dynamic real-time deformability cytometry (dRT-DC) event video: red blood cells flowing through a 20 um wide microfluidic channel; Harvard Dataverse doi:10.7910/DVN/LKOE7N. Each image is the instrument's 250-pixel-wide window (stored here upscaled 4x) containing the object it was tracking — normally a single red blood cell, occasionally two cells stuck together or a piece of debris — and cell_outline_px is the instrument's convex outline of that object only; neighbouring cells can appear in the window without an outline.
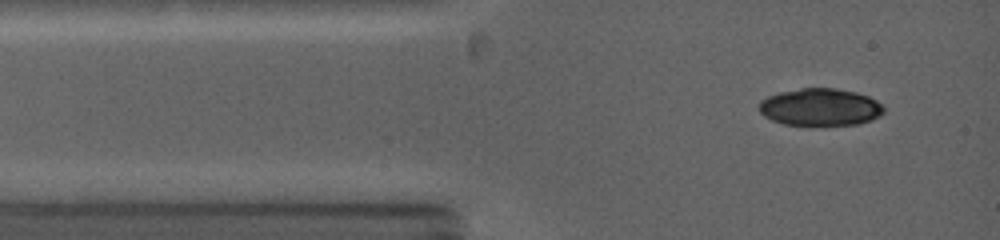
{"species": "common noctule bat (a hibernating species)", "species_latin": "Nyctalus noctula", "temperature_condition": "warm", "stored_images_in_passage": 10, "camera_frame_rate_fps": 5000, "um_per_image_px": 0.085, "animal": {"sex": "female", "body_mass_g": 19.0, "forearm_length_mm": 53.3}, "frame": {"image": 1, "passage_image": 1, "time_ms": 0.0, "image_size_px": [1000, 240], "cell_outline_px": [[884, 112], [880, 116], [872, 120], [860, 124], [784, 124], [772, 120], [764, 116], [760, 112], [760, 100], [768, 96], [780, 92], [800, 88], [836, 88], [856, 92], [868, 96], [876, 100], [884, 108]], "centroid_in_image_um": [69.73, 9.09], "position_along_channel_um": 15.3, "area_um2": 26.93}}